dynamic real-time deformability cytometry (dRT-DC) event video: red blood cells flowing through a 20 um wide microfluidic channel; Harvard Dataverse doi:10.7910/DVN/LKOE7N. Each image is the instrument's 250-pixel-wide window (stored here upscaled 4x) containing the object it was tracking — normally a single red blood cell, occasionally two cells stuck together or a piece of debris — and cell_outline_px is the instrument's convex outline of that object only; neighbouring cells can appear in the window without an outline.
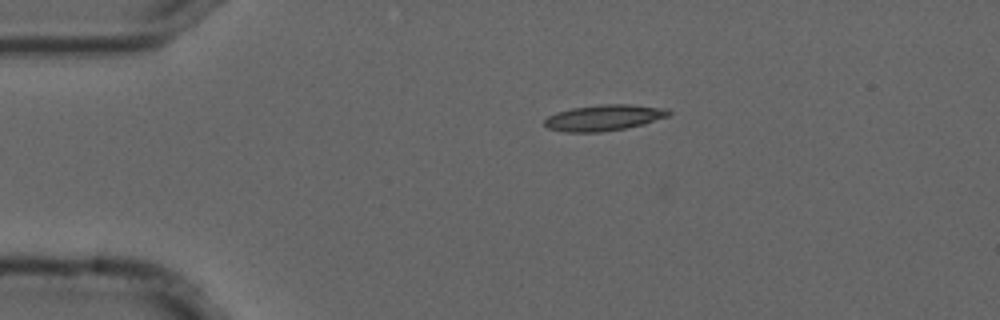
{"species": "common noctule bat (a hibernating species)", "species_latin": "Nyctalus noctula", "temperature_condition": "cold", "stored_images_in_passage": 7, "camera_frame_rate_fps": 3000, "um_per_image_px": 0.085, "animal": {"sex": "male", "forearm_length_mm": 52.5}, "frame": {"image": 1, "passage_image": 1, "time_ms": 0.0, "image_size_px": [1000, 320], "cell_outline_px": [[672, 112], [668, 116], [644, 124], [624, 128], [600, 132], [564, 132], [548, 128], [544, 124], [544, 120], [548, 116], [556, 112], [572, 108], [600, 104], [632, 104], [668, 108]], "centroid_in_image_um": [51.35, 9.99], "position_along_channel_um": 33.7, "area_um2": 18.9}}